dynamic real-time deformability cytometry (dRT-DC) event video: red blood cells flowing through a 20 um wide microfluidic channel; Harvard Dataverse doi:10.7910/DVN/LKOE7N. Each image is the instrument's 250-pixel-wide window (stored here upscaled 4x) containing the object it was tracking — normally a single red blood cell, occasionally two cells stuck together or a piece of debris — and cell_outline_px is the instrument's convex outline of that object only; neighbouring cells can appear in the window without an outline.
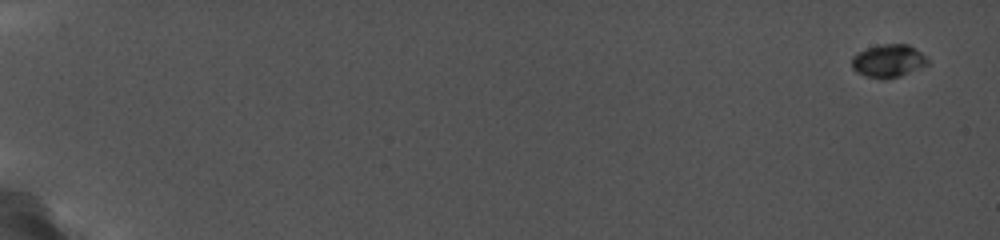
{"species": "common noctule bat (a hibernating species)", "species_latin": "Nyctalus noctula", "temperature_condition": "cold", "stored_images_in_passage": 27, "camera_frame_rate_fps": 5000, "um_per_image_px": 0.085, "animal": {"sex": "female", "body_mass_g": 19.0, "forearm_length_mm": 56.7}, "frame": {"image": 1, "passage_image": 1, "time_ms": 0.0, "image_size_px": [1000, 240], "cell_outline_px": [[928, 64], [900, 76], [884, 80], [880, 80], [856, 72], [852, 68], [852, 56], [868, 48], [880, 44], [908, 44], [920, 52], [928, 60]], "centroid_in_image_um": [75.49, 5.19], "position_along_channel_um": 9.5, "area_um2": 14.39}}
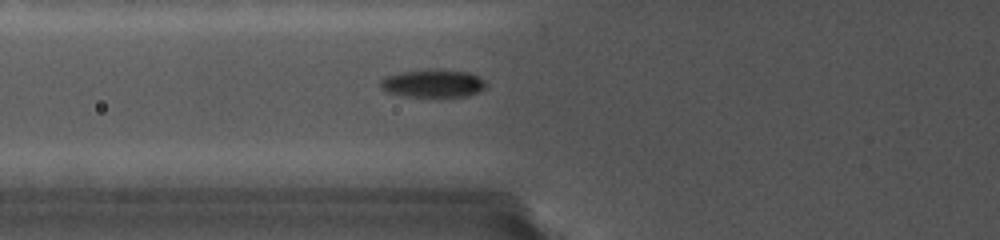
{"frame": {"image": 2, "passage_image": 10, "time_ms": 7.6, "image_size_px": [1000, 240], "cell_outline_px": [[484, 88], [468, 96], [404, 96], [388, 92], [380, 88], [380, 80], [388, 76], [400, 72], [436, 68], [468, 72], [484, 80]], "centroid_in_image_um": [36.76, 7.07], "position_along_channel_um": 89.0, "area_um2": 16.99}}
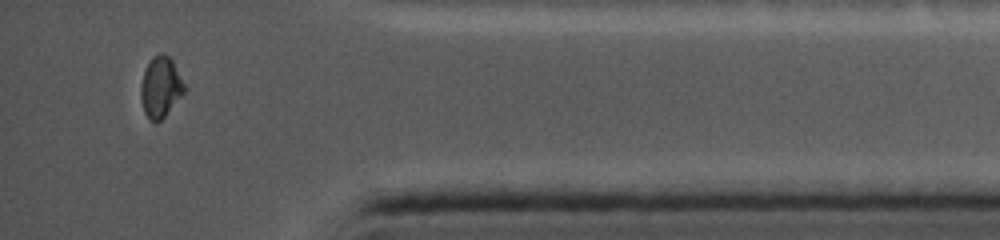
{"frame": {"image": 3, "passage_image": 26, "time_ms": 16.6, "image_size_px": [1000, 240], "cell_outline_px": [[184, 92], [164, 116], [156, 124], [148, 120], [144, 112], [144, 72], [148, 64], [156, 56], [168, 56], [172, 60], [184, 84]], "centroid_in_image_um": [13.7, 7.46], "position_along_channel_um": 421.5, "area_um2": 14.16}}